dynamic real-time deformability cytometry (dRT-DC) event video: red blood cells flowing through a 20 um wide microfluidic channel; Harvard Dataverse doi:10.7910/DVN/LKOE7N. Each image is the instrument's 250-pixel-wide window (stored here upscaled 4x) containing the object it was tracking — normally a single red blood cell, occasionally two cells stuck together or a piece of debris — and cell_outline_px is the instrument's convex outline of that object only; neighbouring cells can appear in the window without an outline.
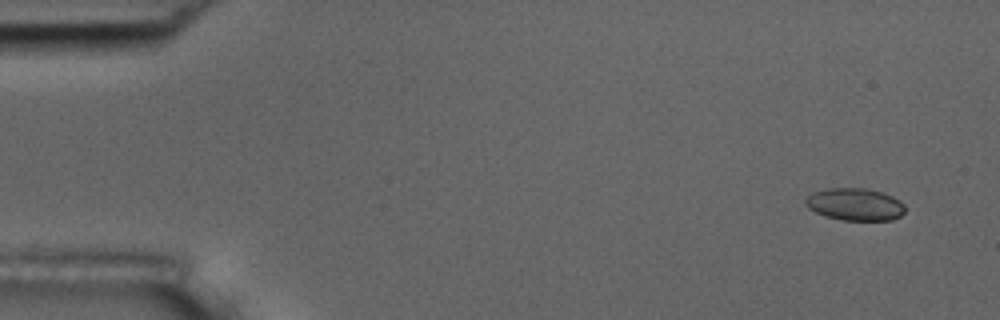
{"species": "common noctule bat (a hibernating species)", "species_latin": "Nyctalus noctula", "temperature_condition": "room temperature", "stored_images_in_passage": 6, "camera_frame_rate_fps": 3000, "um_per_image_px": 0.085, "animal": {"sex": "male", "body_mass_g": 17.5, "forearm_length_mm": 52.3}, "frame": {"image": 1, "passage_image": 1, "time_ms": 0.0, "image_size_px": [1000, 320], "cell_outline_px": [[904, 212], [900, 216], [892, 220], [844, 220], [824, 216], [808, 208], [804, 204], [804, 200], [812, 192], [828, 188], [864, 188], [880, 192], [892, 196], [900, 200], [904, 204]], "centroid_in_image_um": [72.65, 17.37], "position_along_channel_um": 12.3, "area_um2": 18.79}}
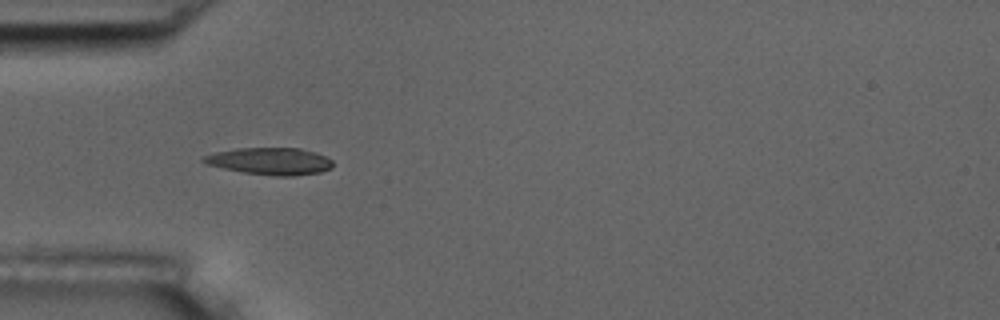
{"frame": {"image": 2, "passage_image": 5, "time_ms": 4.667, "image_size_px": [1000, 320], "cell_outline_px": [[332, 168], [320, 172], [292, 176], [272, 176], [244, 172], [204, 164], [200, 160], [204, 156], [216, 152], [236, 148], [300, 148], [316, 152], [332, 160]], "centroid_in_image_um": [22.95, 13.7], "position_along_channel_um": 62.1, "area_um2": 20.4}}